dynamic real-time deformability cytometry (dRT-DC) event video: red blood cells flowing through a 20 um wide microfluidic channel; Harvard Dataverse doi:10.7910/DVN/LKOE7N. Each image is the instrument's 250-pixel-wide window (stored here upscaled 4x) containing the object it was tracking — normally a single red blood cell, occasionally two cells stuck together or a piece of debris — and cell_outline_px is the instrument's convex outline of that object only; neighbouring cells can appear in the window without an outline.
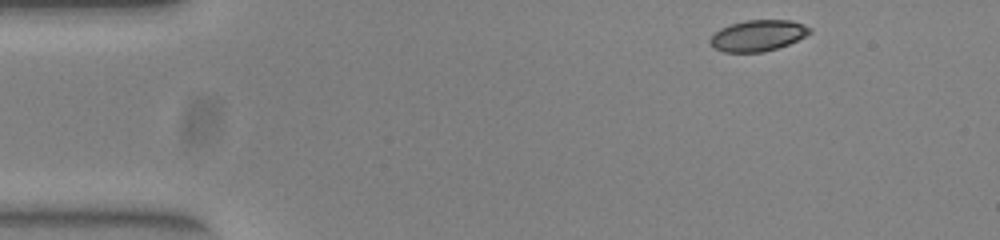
{"species": "common noctule bat (a hibernating species)", "species_latin": "Nyctalus noctula", "temperature_condition": "warm", "stored_images_in_passage": 46, "camera_frame_rate_fps": 3000, "um_per_image_px": 0.085, "animal": {"sex": "female", "body_mass_g": 23.0, "forearm_length_mm": 53.4}, "frame": {"image": 1, "passage_image": 1, "time_ms": 0.0, "image_size_px": [1000, 240], "cell_outline_px": [[812, 32], [788, 44], [764, 52], [724, 52], [712, 48], [708, 40], [720, 28], [744, 20], [792, 20], [804, 24], [812, 28]], "centroid_in_image_um": [64.41, 3.02], "position_along_channel_um": 20.6, "area_um2": 18.09}}
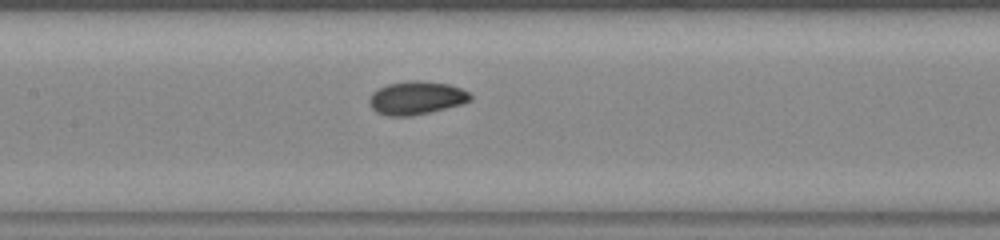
{"frame": {"image": 2, "passage_image": 19, "time_ms": 6.0, "image_size_px": [1000, 240], "cell_outline_px": [[472, 100], [460, 104], [412, 116], [388, 116], [376, 112], [368, 104], [368, 100], [372, 92], [388, 84], [412, 80], [420, 80], [448, 84], [460, 88], [468, 92], [472, 96]], "centroid_in_image_um": [35.36, 8.32], "position_along_channel_um": 172.0, "area_um2": 19.48}}
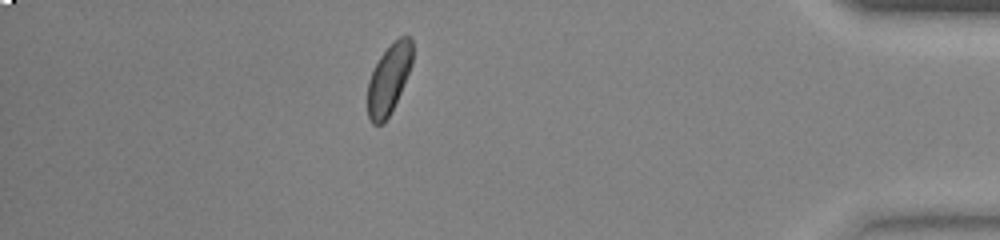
{"frame": {"image": 3, "passage_image": 40, "time_ms": 13.0, "image_size_px": [1000, 240], "cell_outline_px": [[412, 64], [400, 92], [384, 124], [372, 124], [368, 116], [368, 80], [380, 56], [400, 36], [412, 36]], "centroid_in_image_um": [33.05, 6.72], "position_along_channel_um": 402.2, "area_um2": 17.8}, "authors_computed_cell_mechanics": {"area_um2": 18.785, "velocity_mm_per_s": 3.9537, "shape_relaxation_time_tau1_ms": 3.5646, "shape_relaxation_time_tau2_ms": 2.8113, "deformation_change_tau1": 0.0989, "deformation_change_tau2": 0.0591}}